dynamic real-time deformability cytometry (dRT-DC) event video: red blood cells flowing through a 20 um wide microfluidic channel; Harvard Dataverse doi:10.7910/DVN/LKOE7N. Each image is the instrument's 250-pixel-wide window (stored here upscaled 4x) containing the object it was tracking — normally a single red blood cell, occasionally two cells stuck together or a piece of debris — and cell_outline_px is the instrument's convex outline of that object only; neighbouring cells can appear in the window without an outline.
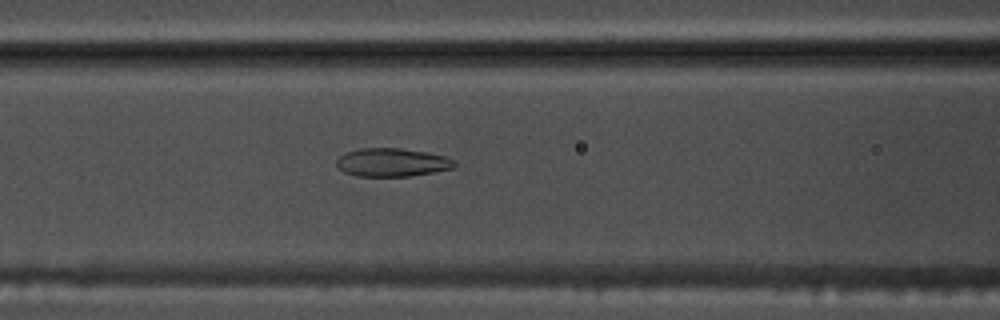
{"species": "common noctule bat (a hibernating species)", "species_latin": "Nyctalus noctula", "temperature_condition": "warm", "stored_images_in_passage": 54, "camera_frame_rate_fps": 3000, "um_per_image_px": 0.085, "animal": {"sex": "male", "body_mass_g": 17.5, "forearm_length_mm": 52.3}, "frame": {"image": 1, "passage_image": 23, "time_ms": 7.333, "image_size_px": [1000, 320], "cell_outline_px": [[456, 164], [452, 168], [412, 176], [356, 176], [344, 172], [336, 168], [336, 160], [340, 156], [348, 152], [360, 148], [400, 148], [424, 152], [444, 156], [456, 160]], "centroid_in_image_um": [33.29, 13.81], "position_along_channel_um": 133.3, "area_um2": 19.42}}
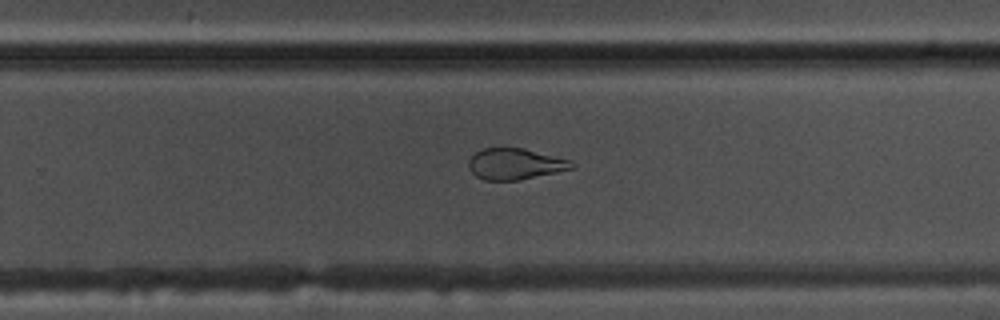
{"frame": {"image": 2, "passage_image": 35, "time_ms": 11.333, "image_size_px": [1000, 320], "cell_outline_px": [[576, 168], [520, 180], [484, 180], [476, 176], [468, 168], [468, 160], [476, 152], [484, 148], [524, 148], [572, 160], [576, 164]], "centroid_in_image_um": [43.83, 13.94], "position_along_channel_um": 286.0, "area_um2": 18.9}}
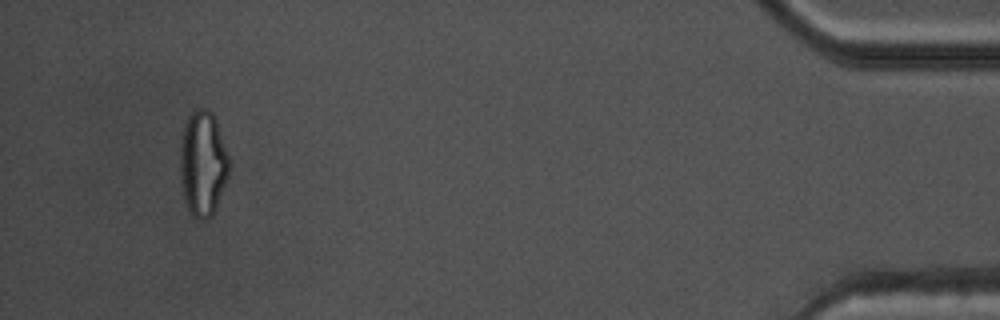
{"frame": {"image": 3, "passage_image": 51, "time_ms": 16.667, "image_size_px": [1000, 320], "cell_outline_px": [[228, 176], [216, 208], [212, 216], [204, 220], [200, 220], [192, 216], [188, 208], [184, 196], [180, 172], [180, 140], [184, 124], [188, 116], [196, 108], [204, 108], [212, 112], [216, 120], [228, 156]], "centroid_in_image_um": [17.22, 13.89], "position_along_channel_um": 418.0, "area_um2": 29.94}, "authors_computed_cell_mechanics": {"area_um2": 23.0333, "velocity_mm_per_s": 3.8287, "shape_relaxation_time_tau1_ms": null, "shape_relaxation_time_tau2_ms": 1.7938, "deformation_change_tau1": null, "deformation_change_tau2": 0.086}}